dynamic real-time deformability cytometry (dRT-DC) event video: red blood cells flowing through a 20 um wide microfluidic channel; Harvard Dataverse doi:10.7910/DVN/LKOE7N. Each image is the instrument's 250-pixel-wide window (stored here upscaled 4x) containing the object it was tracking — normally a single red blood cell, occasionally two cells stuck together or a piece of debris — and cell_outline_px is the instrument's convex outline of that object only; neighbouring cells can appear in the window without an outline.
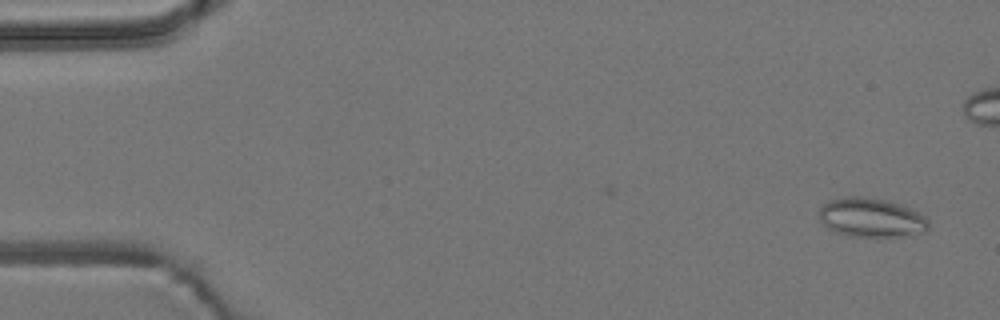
{"species": "common noctule bat (a hibernating species)", "species_latin": "Nyctalus noctula", "temperature_condition": "room temperature", "stored_images_in_passage": 2, "camera_frame_rate_fps": 3000, "um_per_image_px": 0.085, "animal": {"sex": "male", "body_mass_g": 19.2, "forearm_length_mm": 51.8}, "frame": {"image": 1, "passage_image": 2, "time_ms": 1.333, "image_size_px": [1000, 320], "cell_outline_px": [[928, 228], [924, 232], [900, 236], [852, 236], [836, 232], [828, 228], [820, 220], [820, 208], [828, 200], [848, 196], [860, 196], [884, 200], [900, 204], [924, 216], [928, 220]], "centroid_in_image_um": [74.03, 18.49], "position_along_channel_um": 11.0, "area_um2": 24.57}}